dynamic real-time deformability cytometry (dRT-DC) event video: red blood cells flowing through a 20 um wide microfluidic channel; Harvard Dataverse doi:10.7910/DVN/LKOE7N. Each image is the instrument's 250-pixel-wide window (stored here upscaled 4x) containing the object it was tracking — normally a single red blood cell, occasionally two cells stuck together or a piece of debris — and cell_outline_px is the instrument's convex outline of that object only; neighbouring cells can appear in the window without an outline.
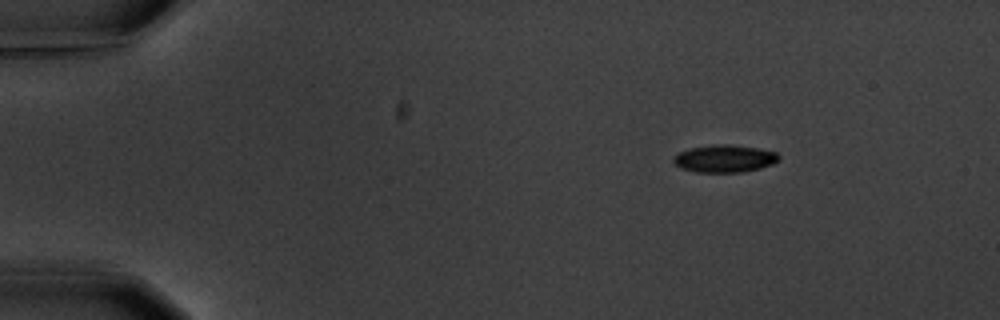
{"species": "common noctule bat (a hibernating species)", "species_latin": "Nyctalus noctula", "temperature_condition": "warm", "stored_images_in_passage": 4, "camera_frame_rate_fps": 3000, "um_per_image_px": 0.085, "animal": {"sex": "male", "body_mass_g": 20.1, "forearm_length_mm": 53.5}, "frame": {"image": 1, "passage_image": 1, "time_ms": 0.0, "image_size_px": [1000, 320], "cell_outline_px": [[780, 156], [772, 164], [760, 168], [740, 172], [696, 172], [680, 168], [672, 160], [672, 156], [688, 148], [712, 144], [728, 144], [756, 148], [776, 152]], "centroid_in_image_um": [61.53, 13.47], "position_along_channel_um": 23.5, "area_um2": 16.82}}
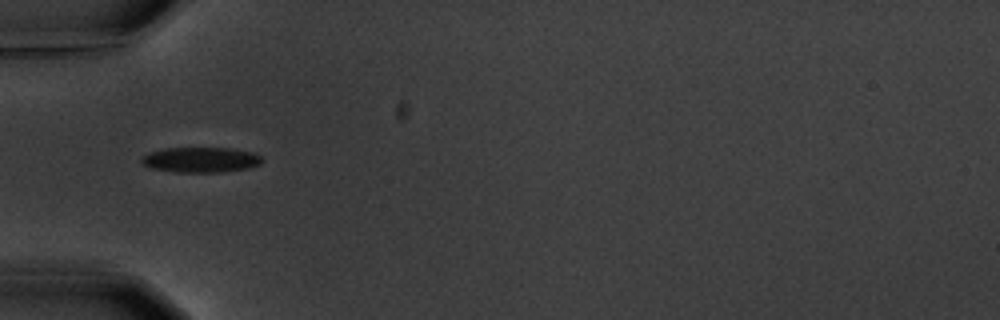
{"frame": {"image": 2, "passage_image": 4, "time_ms": 3.667, "image_size_px": [1000, 320], "cell_outline_px": [[264, 160], [260, 164], [248, 168], [224, 172], [176, 172], [152, 168], [144, 164], [140, 160], [144, 156], [152, 152], [164, 148], [232, 148], [252, 152], [260, 156]], "centroid_in_image_um": [17.11, 13.58], "position_along_channel_um": 67.9, "area_um2": 17.63}}